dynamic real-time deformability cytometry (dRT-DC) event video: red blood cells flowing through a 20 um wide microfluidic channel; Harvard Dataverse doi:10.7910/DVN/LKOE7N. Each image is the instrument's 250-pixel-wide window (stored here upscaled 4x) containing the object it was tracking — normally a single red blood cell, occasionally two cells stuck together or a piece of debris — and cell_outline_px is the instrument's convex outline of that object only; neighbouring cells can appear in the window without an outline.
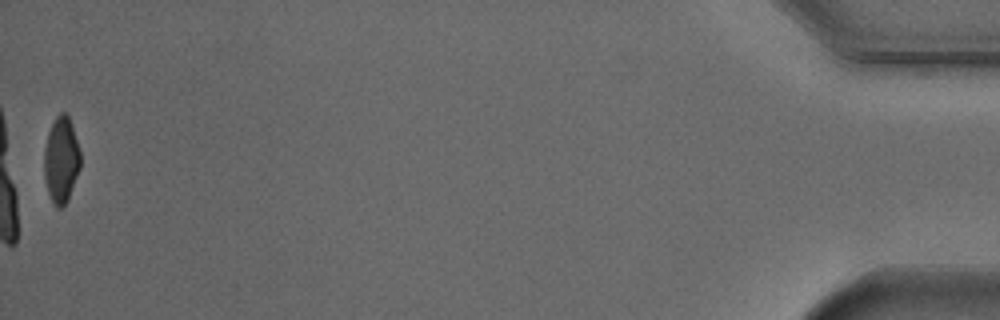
{"species": "Egyptian fruit bat (a non-hibernating species)", "species_latin": "Rousettus aegyptiacus", "temperature_condition": "cold", "stored_images_in_passage": 39, "camera_frame_rate_fps": 3000, "um_per_image_px": 0.085, "animal": {"sex": "male"}, "frame": {"image": 1, "passage_image": 39, "time_ms": 12.667, "image_size_px": [1000, 320], "cell_outline_px": [[80, 168], [68, 200], [60, 208], [56, 208], [48, 192], [44, 176], [44, 152], [48, 132], [56, 116], [60, 112], [68, 112], [80, 152]], "centroid_in_image_um": [5.2, 13.57], "position_along_channel_um": 430.0, "area_um2": 18.15}, "authors_computed_cell_mechanics": {"area_um2": 20.808, "velocity_mm_per_s": 3.748, "shape_relaxation_time_tau1_ms": 2.2416, "shape_relaxation_time_tau2_ms": 10.6124, "deformation_change_tau1": 0.1115, "deformation_change_tau2": 0.1046}}